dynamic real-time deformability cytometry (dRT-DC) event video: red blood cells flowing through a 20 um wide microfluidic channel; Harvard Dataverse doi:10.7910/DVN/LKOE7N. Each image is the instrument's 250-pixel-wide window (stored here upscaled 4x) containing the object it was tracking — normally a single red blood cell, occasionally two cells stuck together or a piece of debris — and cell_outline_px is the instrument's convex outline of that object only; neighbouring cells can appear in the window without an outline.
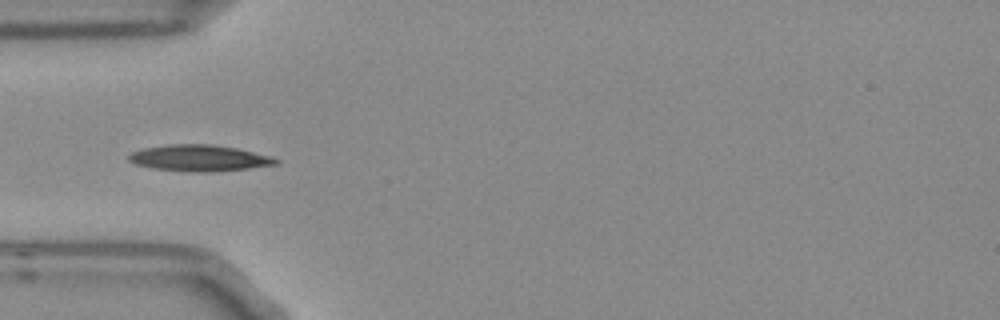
{"species": "Egyptian fruit bat (a non-hibernating species)", "species_latin": "Rousettus aegyptiacus", "temperature_condition": "room temperature", "stored_images_in_passage": 7, "camera_frame_rate_fps": 3000, "um_per_image_px": 0.085, "frame": {"image": 1, "passage_image": 5, "time_ms": 1.333, "image_size_px": [1000, 320], "cell_outline_px": [[280, 164], [248, 168], [212, 172], [192, 172], [152, 168], [136, 164], [128, 160], [128, 156], [132, 152], [144, 148], [168, 144], [212, 144], [236, 148], [272, 156], [280, 160]], "centroid_in_image_um": [16.97, 13.43], "position_along_channel_um": 68.0, "area_um2": 22.6}}
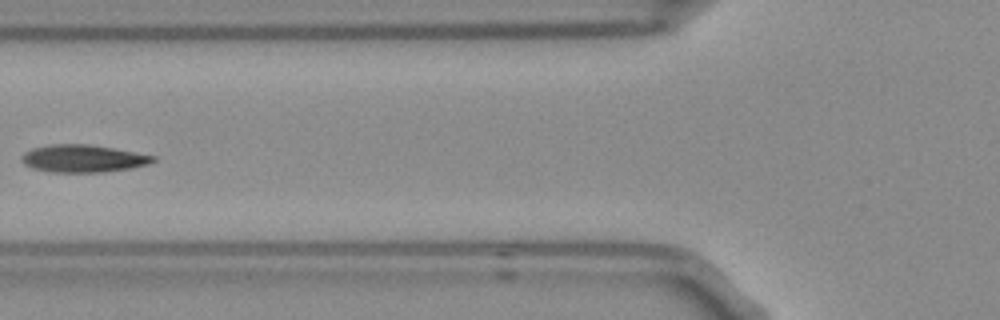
{"frame": {"image": 2, "passage_image": 6, "time_ms": 1.667, "image_size_px": [1000, 320], "cell_outline_px": [[156, 160], [148, 164], [132, 168], [104, 172], [48, 172], [32, 168], [24, 164], [20, 160], [20, 156], [24, 152], [32, 148], [48, 144], [88, 144], [112, 148], [156, 156]], "centroid_in_image_um": [7.01, 13.47], "position_along_channel_um": 118.8, "area_um2": 21.21}}